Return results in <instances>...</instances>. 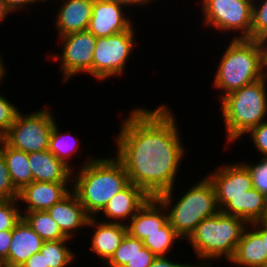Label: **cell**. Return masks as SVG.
<instances>
[{
	"instance_id": "4fadbf2b",
	"label": "cell",
	"mask_w": 267,
	"mask_h": 267,
	"mask_svg": "<svg viewBox=\"0 0 267 267\" xmlns=\"http://www.w3.org/2000/svg\"><path fill=\"white\" fill-rule=\"evenodd\" d=\"M70 184L72 182H31L18 193L19 203L24 202L26 207L21 212L47 211L72 190Z\"/></svg>"
},
{
	"instance_id": "ba28073f",
	"label": "cell",
	"mask_w": 267,
	"mask_h": 267,
	"mask_svg": "<svg viewBox=\"0 0 267 267\" xmlns=\"http://www.w3.org/2000/svg\"><path fill=\"white\" fill-rule=\"evenodd\" d=\"M203 26L221 33L235 32L232 39H250L253 0H201ZM239 32V33H238ZM240 35V36H239Z\"/></svg>"
},
{
	"instance_id": "5bb4252c",
	"label": "cell",
	"mask_w": 267,
	"mask_h": 267,
	"mask_svg": "<svg viewBox=\"0 0 267 267\" xmlns=\"http://www.w3.org/2000/svg\"><path fill=\"white\" fill-rule=\"evenodd\" d=\"M150 197L134 183H129L124 189L115 194L98 213H103L106 223L127 224L129 220L139 211Z\"/></svg>"
},
{
	"instance_id": "d590c367",
	"label": "cell",
	"mask_w": 267,
	"mask_h": 267,
	"mask_svg": "<svg viewBox=\"0 0 267 267\" xmlns=\"http://www.w3.org/2000/svg\"><path fill=\"white\" fill-rule=\"evenodd\" d=\"M149 267H197L196 264L176 263L168 256H158L154 259L153 263Z\"/></svg>"
},
{
	"instance_id": "4dcf8cb0",
	"label": "cell",
	"mask_w": 267,
	"mask_h": 267,
	"mask_svg": "<svg viewBox=\"0 0 267 267\" xmlns=\"http://www.w3.org/2000/svg\"><path fill=\"white\" fill-rule=\"evenodd\" d=\"M252 177V186L267 197V157H263L257 163H243Z\"/></svg>"
},
{
	"instance_id": "1f68e13d",
	"label": "cell",
	"mask_w": 267,
	"mask_h": 267,
	"mask_svg": "<svg viewBox=\"0 0 267 267\" xmlns=\"http://www.w3.org/2000/svg\"><path fill=\"white\" fill-rule=\"evenodd\" d=\"M19 112L14 103L0 94V138L8 132Z\"/></svg>"
},
{
	"instance_id": "7402d4cb",
	"label": "cell",
	"mask_w": 267,
	"mask_h": 267,
	"mask_svg": "<svg viewBox=\"0 0 267 267\" xmlns=\"http://www.w3.org/2000/svg\"><path fill=\"white\" fill-rule=\"evenodd\" d=\"M266 197L257 189L245 191L240 198H232L220 211L237 216L247 224L260 221L265 212Z\"/></svg>"
},
{
	"instance_id": "d4e9b609",
	"label": "cell",
	"mask_w": 267,
	"mask_h": 267,
	"mask_svg": "<svg viewBox=\"0 0 267 267\" xmlns=\"http://www.w3.org/2000/svg\"><path fill=\"white\" fill-rule=\"evenodd\" d=\"M22 218L44 240H61L68 238L51 218L47 211L21 212Z\"/></svg>"
},
{
	"instance_id": "484cf974",
	"label": "cell",
	"mask_w": 267,
	"mask_h": 267,
	"mask_svg": "<svg viewBox=\"0 0 267 267\" xmlns=\"http://www.w3.org/2000/svg\"><path fill=\"white\" fill-rule=\"evenodd\" d=\"M69 240L71 239L43 242L40 252L44 256L45 267H67L75 261L76 253L70 250Z\"/></svg>"
},
{
	"instance_id": "9c48e42d",
	"label": "cell",
	"mask_w": 267,
	"mask_h": 267,
	"mask_svg": "<svg viewBox=\"0 0 267 267\" xmlns=\"http://www.w3.org/2000/svg\"><path fill=\"white\" fill-rule=\"evenodd\" d=\"M134 26L124 32L98 37L93 55V77L98 81L123 76L136 44Z\"/></svg>"
},
{
	"instance_id": "7c38bea8",
	"label": "cell",
	"mask_w": 267,
	"mask_h": 267,
	"mask_svg": "<svg viewBox=\"0 0 267 267\" xmlns=\"http://www.w3.org/2000/svg\"><path fill=\"white\" fill-rule=\"evenodd\" d=\"M124 9V6L115 1L94 0L87 30L98 38L118 34L132 28L133 22L129 15H126Z\"/></svg>"
},
{
	"instance_id": "4316f807",
	"label": "cell",
	"mask_w": 267,
	"mask_h": 267,
	"mask_svg": "<svg viewBox=\"0 0 267 267\" xmlns=\"http://www.w3.org/2000/svg\"><path fill=\"white\" fill-rule=\"evenodd\" d=\"M183 242L182 238L176 233L175 229L167 222L157 232L150 234L143 240V244L148 248L156 257L166 256L172 250L176 241Z\"/></svg>"
},
{
	"instance_id": "6da1fadb",
	"label": "cell",
	"mask_w": 267,
	"mask_h": 267,
	"mask_svg": "<svg viewBox=\"0 0 267 267\" xmlns=\"http://www.w3.org/2000/svg\"><path fill=\"white\" fill-rule=\"evenodd\" d=\"M132 109L120 121L114 155L122 162L129 181L156 198L175 187L186 149L167 104L153 110L140 106Z\"/></svg>"
},
{
	"instance_id": "cb8c5ba5",
	"label": "cell",
	"mask_w": 267,
	"mask_h": 267,
	"mask_svg": "<svg viewBox=\"0 0 267 267\" xmlns=\"http://www.w3.org/2000/svg\"><path fill=\"white\" fill-rule=\"evenodd\" d=\"M57 124L58 123L55 122L53 125L48 150L72 171H76L75 167L73 168V164L70 162L72 160L70 158H72V156L74 157V154L79 152L80 148L78 147H80V140L75 138L76 136H72L68 130L61 132Z\"/></svg>"
},
{
	"instance_id": "8992f818",
	"label": "cell",
	"mask_w": 267,
	"mask_h": 267,
	"mask_svg": "<svg viewBox=\"0 0 267 267\" xmlns=\"http://www.w3.org/2000/svg\"><path fill=\"white\" fill-rule=\"evenodd\" d=\"M225 48L212 83L222 91L220 99L262 78L259 40L232 39Z\"/></svg>"
},
{
	"instance_id": "277c9868",
	"label": "cell",
	"mask_w": 267,
	"mask_h": 267,
	"mask_svg": "<svg viewBox=\"0 0 267 267\" xmlns=\"http://www.w3.org/2000/svg\"><path fill=\"white\" fill-rule=\"evenodd\" d=\"M174 190L175 188L166 191L156 198L166 209L169 224L182 240L187 241L204 218L216 215L220 211L215 189L206 176L196 184H190L177 202L174 201Z\"/></svg>"
},
{
	"instance_id": "7dc6e473",
	"label": "cell",
	"mask_w": 267,
	"mask_h": 267,
	"mask_svg": "<svg viewBox=\"0 0 267 267\" xmlns=\"http://www.w3.org/2000/svg\"><path fill=\"white\" fill-rule=\"evenodd\" d=\"M46 1H49V0H33L34 3L38 4V2H41V3H46Z\"/></svg>"
},
{
	"instance_id": "52a82bcc",
	"label": "cell",
	"mask_w": 267,
	"mask_h": 267,
	"mask_svg": "<svg viewBox=\"0 0 267 267\" xmlns=\"http://www.w3.org/2000/svg\"><path fill=\"white\" fill-rule=\"evenodd\" d=\"M47 107L29 114L20 112L1 138L8 146L26 153L48 150L50 134L56 122Z\"/></svg>"
},
{
	"instance_id": "2e32d148",
	"label": "cell",
	"mask_w": 267,
	"mask_h": 267,
	"mask_svg": "<svg viewBox=\"0 0 267 267\" xmlns=\"http://www.w3.org/2000/svg\"><path fill=\"white\" fill-rule=\"evenodd\" d=\"M100 221V222H98ZM87 227L94 228L91 234V253L97 255V259L105 264L120 246L127 234L126 225L120 223H106L95 217H90Z\"/></svg>"
},
{
	"instance_id": "7bdbcfd3",
	"label": "cell",
	"mask_w": 267,
	"mask_h": 267,
	"mask_svg": "<svg viewBox=\"0 0 267 267\" xmlns=\"http://www.w3.org/2000/svg\"><path fill=\"white\" fill-rule=\"evenodd\" d=\"M11 12L7 9L4 0H0V24L5 21Z\"/></svg>"
},
{
	"instance_id": "44dd1931",
	"label": "cell",
	"mask_w": 267,
	"mask_h": 267,
	"mask_svg": "<svg viewBox=\"0 0 267 267\" xmlns=\"http://www.w3.org/2000/svg\"><path fill=\"white\" fill-rule=\"evenodd\" d=\"M267 262V251L261 235L248 224L229 263L239 267H260Z\"/></svg>"
},
{
	"instance_id": "83f0119b",
	"label": "cell",
	"mask_w": 267,
	"mask_h": 267,
	"mask_svg": "<svg viewBox=\"0 0 267 267\" xmlns=\"http://www.w3.org/2000/svg\"><path fill=\"white\" fill-rule=\"evenodd\" d=\"M144 247L143 241L127 233L120 246L104 265L106 267H124Z\"/></svg>"
},
{
	"instance_id": "ee69618b",
	"label": "cell",
	"mask_w": 267,
	"mask_h": 267,
	"mask_svg": "<svg viewBox=\"0 0 267 267\" xmlns=\"http://www.w3.org/2000/svg\"><path fill=\"white\" fill-rule=\"evenodd\" d=\"M5 66L6 65L3 62V57H1V55H0V84H1L2 80L4 79L6 72H7V70H6L7 67H5Z\"/></svg>"
},
{
	"instance_id": "f6af8a7d",
	"label": "cell",
	"mask_w": 267,
	"mask_h": 267,
	"mask_svg": "<svg viewBox=\"0 0 267 267\" xmlns=\"http://www.w3.org/2000/svg\"><path fill=\"white\" fill-rule=\"evenodd\" d=\"M260 222L263 224H267V197H266L265 212Z\"/></svg>"
},
{
	"instance_id": "d6a6232c",
	"label": "cell",
	"mask_w": 267,
	"mask_h": 267,
	"mask_svg": "<svg viewBox=\"0 0 267 267\" xmlns=\"http://www.w3.org/2000/svg\"><path fill=\"white\" fill-rule=\"evenodd\" d=\"M19 191L14 187L3 153L0 150V200H13L18 198Z\"/></svg>"
},
{
	"instance_id": "f546056e",
	"label": "cell",
	"mask_w": 267,
	"mask_h": 267,
	"mask_svg": "<svg viewBox=\"0 0 267 267\" xmlns=\"http://www.w3.org/2000/svg\"><path fill=\"white\" fill-rule=\"evenodd\" d=\"M18 199L0 200V231L13 230L21 220V208Z\"/></svg>"
},
{
	"instance_id": "30bf717a",
	"label": "cell",
	"mask_w": 267,
	"mask_h": 267,
	"mask_svg": "<svg viewBox=\"0 0 267 267\" xmlns=\"http://www.w3.org/2000/svg\"><path fill=\"white\" fill-rule=\"evenodd\" d=\"M61 41L62 52L47 57L60 61L59 71L62 73L61 83L71 80L77 74L93 76V55L97 38L88 30L69 33L58 37ZM52 56V57H51Z\"/></svg>"
},
{
	"instance_id": "8d00e7d4",
	"label": "cell",
	"mask_w": 267,
	"mask_h": 267,
	"mask_svg": "<svg viewBox=\"0 0 267 267\" xmlns=\"http://www.w3.org/2000/svg\"><path fill=\"white\" fill-rule=\"evenodd\" d=\"M12 240V230L0 231V256L8 258L9 247Z\"/></svg>"
},
{
	"instance_id": "f35d334b",
	"label": "cell",
	"mask_w": 267,
	"mask_h": 267,
	"mask_svg": "<svg viewBox=\"0 0 267 267\" xmlns=\"http://www.w3.org/2000/svg\"><path fill=\"white\" fill-rule=\"evenodd\" d=\"M20 267H45L44 256L41 252H37L30 256Z\"/></svg>"
},
{
	"instance_id": "74e56055",
	"label": "cell",
	"mask_w": 267,
	"mask_h": 267,
	"mask_svg": "<svg viewBox=\"0 0 267 267\" xmlns=\"http://www.w3.org/2000/svg\"><path fill=\"white\" fill-rule=\"evenodd\" d=\"M7 9L14 13L29 7V5L35 4L33 0H4ZM28 6V7H27Z\"/></svg>"
},
{
	"instance_id": "5b68a950",
	"label": "cell",
	"mask_w": 267,
	"mask_h": 267,
	"mask_svg": "<svg viewBox=\"0 0 267 267\" xmlns=\"http://www.w3.org/2000/svg\"><path fill=\"white\" fill-rule=\"evenodd\" d=\"M219 101L226 143H234L252 128L267 121V80L261 78L228 93Z\"/></svg>"
},
{
	"instance_id": "603a6c76",
	"label": "cell",
	"mask_w": 267,
	"mask_h": 267,
	"mask_svg": "<svg viewBox=\"0 0 267 267\" xmlns=\"http://www.w3.org/2000/svg\"><path fill=\"white\" fill-rule=\"evenodd\" d=\"M0 150L3 153L11 181L18 191L33 182L28 153L8 146L2 139H0Z\"/></svg>"
},
{
	"instance_id": "e0dca14e",
	"label": "cell",
	"mask_w": 267,
	"mask_h": 267,
	"mask_svg": "<svg viewBox=\"0 0 267 267\" xmlns=\"http://www.w3.org/2000/svg\"><path fill=\"white\" fill-rule=\"evenodd\" d=\"M54 27L57 36L88 29L94 0H61Z\"/></svg>"
},
{
	"instance_id": "b9f144b4",
	"label": "cell",
	"mask_w": 267,
	"mask_h": 267,
	"mask_svg": "<svg viewBox=\"0 0 267 267\" xmlns=\"http://www.w3.org/2000/svg\"><path fill=\"white\" fill-rule=\"evenodd\" d=\"M262 237L264 241L265 250L267 251V224H263L260 221L250 224Z\"/></svg>"
},
{
	"instance_id": "f1b7e54d",
	"label": "cell",
	"mask_w": 267,
	"mask_h": 267,
	"mask_svg": "<svg viewBox=\"0 0 267 267\" xmlns=\"http://www.w3.org/2000/svg\"><path fill=\"white\" fill-rule=\"evenodd\" d=\"M263 38H267V0H253L250 40Z\"/></svg>"
},
{
	"instance_id": "7a4b0ae2",
	"label": "cell",
	"mask_w": 267,
	"mask_h": 267,
	"mask_svg": "<svg viewBox=\"0 0 267 267\" xmlns=\"http://www.w3.org/2000/svg\"><path fill=\"white\" fill-rule=\"evenodd\" d=\"M79 165L78 173L72 172L71 188L90 217L98 213L106 203L129 183V177L117 157H90ZM76 174V175H75Z\"/></svg>"
},
{
	"instance_id": "60d3db41",
	"label": "cell",
	"mask_w": 267,
	"mask_h": 267,
	"mask_svg": "<svg viewBox=\"0 0 267 267\" xmlns=\"http://www.w3.org/2000/svg\"><path fill=\"white\" fill-rule=\"evenodd\" d=\"M110 1H115L117 2L119 5L126 7H131V6H148L152 1L154 2V0H110Z\"/></svg>"
},
{
	"instance_id": "3957f363",
	"label": "cell",
	"mask_w": 267,
	"mask_h": 267,
	"mask_svg": "<svg viewBox=\"0 0 267 267\" xmlns=\"http://www.w3.org/2000/svg\"><path fill=\"white\" fill-rule=\"evenodd\" d=\"M247 225L243 219L221 211L204 218L187 239L200 262L197 266L211 267V261L215 263L224 257L228 262Z\"/></svg>"
},
{
	"instance_id": "ac0fdd59",
	"label": "cell",
	"mask_w": 267,
	"mask_h": 267,
	"mask_svg": "<svg viewBox=\"0 0 267 267\" xmlns=\"http://www.w3.org/2000/svg\"><path fill=\"white\" fill-rule=\"evenodd\" d=\"M168 222V216L163 204L150 197L139 211L127 222V233L143 241L146 237L157 232Z\"/></svg>"
},
{
	"instance_id": "ab89813d",
	"label": "cell",
	"mask_w": 267,
	"mask_h": 267,
	"mask_svg": "<svg viewBox=\"0 0 267 267\" xmlns=\"http://www.w3.org/2000/svg\"><path fill=\"white\" fill-rule=\"evenodd\" d=\"M261 48L262 78L267 80V38L259 40Z\"/></svg>"
},
{
	"instance_id": "9a60e30c",
	"label": "cell",
	"mask_w": 267,
	"mask_h": 267,
	"mask_svg": "<svg viewBox=\"0 0 267 267\" xmlns=\"http://www.w3.org/2000/svg\"><path fill=\"white\" fill-rule=\"evenodd\" d=\"M47 212L70 239L74 238L79 228H87L90 218L73 190L49 208Z\"/></svg>"
},
{
	"instance_id": "8fae6325",
	"label": "cell",
	"mask_w": 267,
	"mask_h": 267,
	"mask_svg": "<svg viewBox=\"0 0 267 267\" xmlns=\"http://www.w3.org/2000/svg\"><path fill=\"white\" fill-rule=\"evenodd\" d=\"M206 176L215 189L219 210L232 198H240L245 191L253 188L251 174L241 161L221 165Z\"/></svg>"
},
{
	"instance_id": "d6986e66",
	"label": "cell",
	"mask_w": 267,
	"mask_h": 267,
	"mask_svg": "<svg viewBox=\"0 0 267 267\" xmlns=\"http://www.w3.org/2000/svg\"><path fill=\"white\" fill-rule=\"evenodd\" d=\"M44 240L21 218L12 230L6 264L8 267H20L33 254L40 252Z\"/></svg>"
},
{
	"instance_id": "ffe728a7",
	"label": "cell",
	"mask_w": 267,
	"mask_h": 267,
	"mask_svg": "<svg viewBox=\"0 0 267 267\" xmlns=\"http://www.w3.org/2000/svg\"><path fill=\"white\" fill-rule=\"evenodd\" d=\"M33 181L72 182V170L49 150L28 153Z\"/></svg>"
},
{
	"instance_id": "836d02e7",
	"label": "cell",
	"mask_w": 267,
	"mask_h": 267,
	"mask_svg": "<svg viewBox=\"0 0 267 267\" xmlns=\"http://www.w3.org/2000/svg\"><path fill=\"white\" fill-rule=\"evenodd\" d=\"M248 134L257 152H260L262 157H267V121L252 128Z\"/></svg>"
},
{
	"instance_id": "e575fe53",
	"label": "cell",
	"mask_w": 267,
	"mask_h": 267,
	"mask_svg": "<svg viewBox=\"0 0 267 267\" xmlns=\"http://www.w3.org/2000/svg\"><path fill=\"white\" fill-rule=\"evenodd\" d=\"M156 256L146 247L139 251L124 267H149Z\"/></svg>"
},
{
	"instance_id": "bcb514c9",
	"label": "cell",
	"mask_w": 267,
	"mask_h": 267,
	"mask_svg": "<svg viewBox=\"0 0 267 267\" xmlns=\"http://www.w3.org/2000/svg\"><path fill=\"white\" fill-rule=\"evenodd\" d=\"M0 267H8L6 264V259L0 256Z\"/></svg>"
},
{
	"instance_id": "c3c4849f",
	"label": "cell",
	"mask_w": 267,
	"mask_h": 267,
	"mask_svg": "<svg viewBox=\"0 0 267 267\" xmlns=\"http://www.w3.org/2000/svg\"><path fill=\"white\" fill-rule=\"evenodd\" d=\"M260 267H267V262L264 265L260 266Z\"/></svg>"
}]
</instances>
